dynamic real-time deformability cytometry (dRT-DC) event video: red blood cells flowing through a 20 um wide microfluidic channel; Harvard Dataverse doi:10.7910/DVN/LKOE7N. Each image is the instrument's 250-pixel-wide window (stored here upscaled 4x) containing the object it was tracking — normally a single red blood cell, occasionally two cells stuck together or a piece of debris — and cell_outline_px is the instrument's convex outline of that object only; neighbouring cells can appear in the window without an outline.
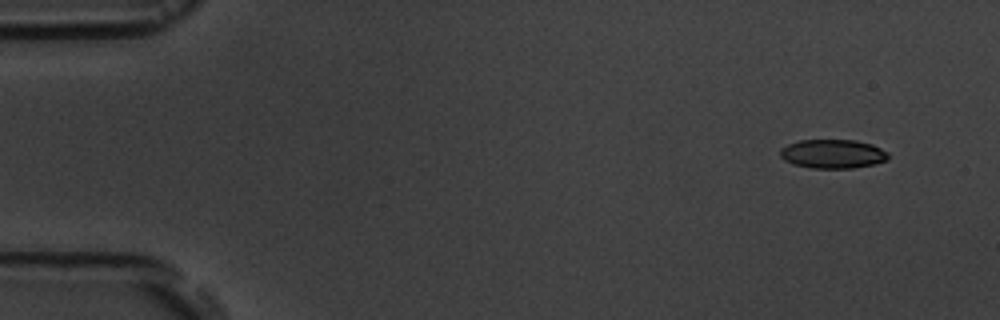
{"species": "common noctule bat (a hibernating species)", "species_latin": "Nyctalus noctula", "temperature_condition": "room temperature", "stored_images_in_passage": 5, "camera_frame_rate_fps": 3000, "um_per_image_px": 0.085, "animal": {"sex": "male", "body_mass_g": 19.5, "forearm_length_mm": 54.6}, "frame": {"image": 1, "passage_image": 1, "time_ms": 0.0, "image_size_px": [1000, 320], "cell_outline_px": [[888, 160], [872, 164], [852, 168], [812, 168], [792, 164], [784, 160], [780, 156], [780, 148], [788, 144], [800, 140], [856, 140], [872, 144], [888, 152]], "centroid_in_image_um": [70.77, 13.07], "position_along_channel_um": 14.2, "area_um2": 18.26}}
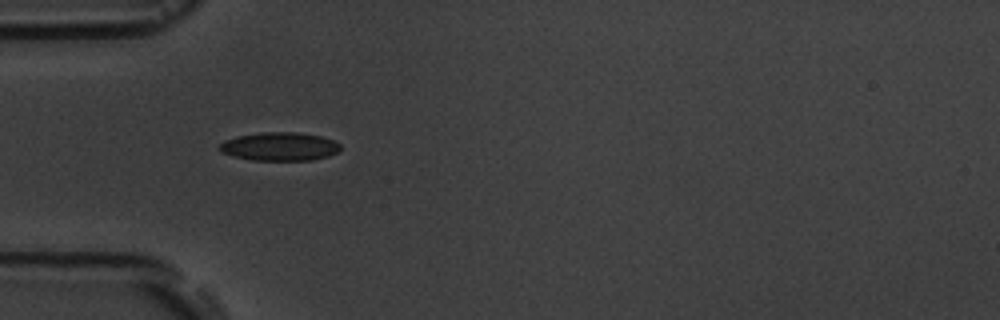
{"frame": {"image": 2, "passage_image": 4, "time_ms": 4.333, "image_size_px": [1000, 320], "cell_outline_px": [[340, 148], [336, 152], [328, 156], [312, 160], [252, 160], [232, 156], [220, 152], [216, 148], [224, 140], [236, 136], [264, 132], [296, 132], [320, 136], [332, 140], [340, 144]], "centroid_in_image_um": [23.71, 12.45], "position_along_channel_um": 61.3, "area_um2": 20.06}}
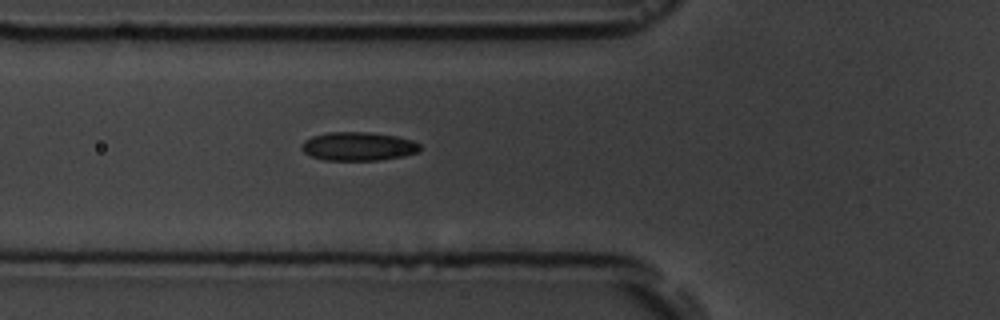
{"frame": {"image": 3, "passage_image": 5, "time_ms": 5.333, "image_size_px": [1000, 320], "cell_outline_px": [[420, 152], [380, 160], [324, 160], [312, 156], [304, 152], [300, 148], [300, 144], [304, 140], [312, 136], [328, 132], [368, 132], [396, 136], [412, 140], [420, 144]], "centroid_in_image_um": [30.42, 12.43], "position_along_channel_um": 95.4, "area_um2": 19.77}}